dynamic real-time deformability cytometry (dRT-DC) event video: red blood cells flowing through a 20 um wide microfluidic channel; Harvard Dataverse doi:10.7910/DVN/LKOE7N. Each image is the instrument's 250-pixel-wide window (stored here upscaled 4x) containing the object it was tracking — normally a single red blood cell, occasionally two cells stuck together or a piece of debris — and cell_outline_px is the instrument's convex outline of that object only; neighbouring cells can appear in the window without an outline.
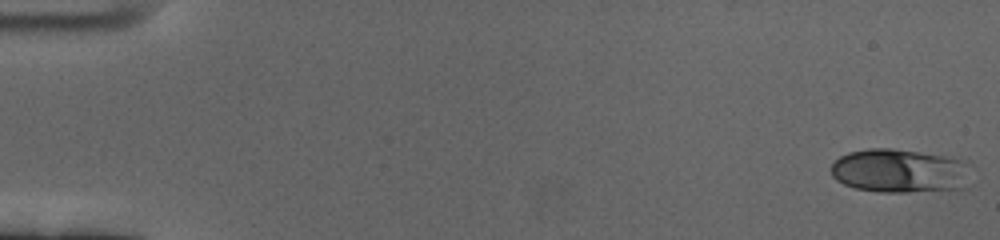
{"species": "human", "species_latin": "Homo sapiens", "temperature_condition": "cold", "stored_images_in_passage": 59, "camera_frame_rate_fps": 3000, "um_per_image_px": 0.085, "donor": {"sex": "female"}, "frame": {"image": 1, "passage_image": 1, "time_ms": 0.0, "image_size_px": [1000, 240], "cell_outline_px": [[964, 188], [908, 192], [880, 192], [856, 188], [844, 184], [836, 180], [832, 176], [832, 164], [840, 156], [848, 152], [868, 148], [892, 148], [920, 152], [944, 156], [964, 160]], "centroid_in_image_um": [76.35, 14.51], "position_along_channel_um": 8.6, "area_um2": 35.08}}
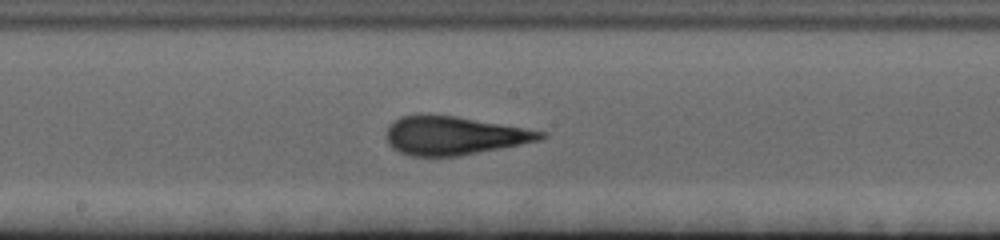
{"frame": {"image": 2, "passage_image": 32, "time_ms": 10.333, "image_size_px": [1000, 240], "cell_outline_px": [[548, 136], [540, 140], [460, 156], [412, 156], [400, 152], [392, 148], [388, 144], [388, 124], [400, 116], [456, 116], [548, 132]], "centroid_in_image_um": [38.62, 11.54], "position_along_channel_um": 209.6, "area_um2": 34.1}}
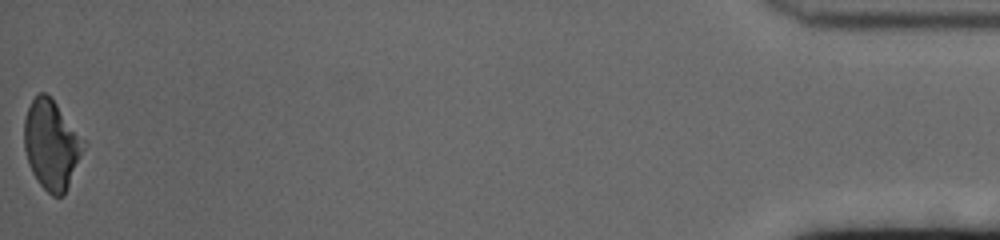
{"frame": {"image": 3, "passage_image": 59, "time_ms": 19.333, "image_size_px": [1000, 240], "cell_outline_px": [[88, 144], [64, 196], [52, 196], [40, 184], [32, 172], [28, 164], [24, 148], [24, 120], [28, 108], [32, 100], [40, 92], [44, 92], [56, 104]], "centroid_in_image_um": [4.4, 12.34], "position_along_channel_um": 430.8, "area_um2": 30.92}, "authors_computed_cell_mechanics": {"area_um2": 33.1772, "velocity_mm_per_s": 3.4463, "shape_relaxation_time_tau1_ms": 4.0777, "shape_relaxation_time_tau2_ms": 1.1808, "deformation_change_tau1": 0.171, "deformation_change_tau2": 0.0789}}